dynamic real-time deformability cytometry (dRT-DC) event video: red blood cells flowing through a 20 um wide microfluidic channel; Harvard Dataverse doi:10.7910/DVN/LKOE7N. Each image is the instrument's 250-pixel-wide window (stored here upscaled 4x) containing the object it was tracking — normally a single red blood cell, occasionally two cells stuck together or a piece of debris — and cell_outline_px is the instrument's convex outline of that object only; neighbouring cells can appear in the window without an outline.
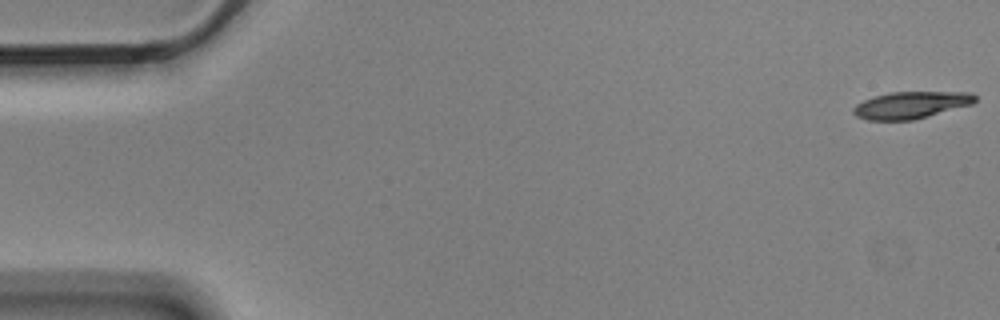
{"species": "Egyptian fruit bat (a non-hibernating species)", "species_latin": "Rousettus aegyptiacus", "temperature_condition": "cold", "stored_images_in_passage": 6, "segment_of_instrument_passage": [2, 2], "camera_frame_rate_fps": 3000, "um_per_image_px": 0.085, "animal": {"sex": "male"}, "frame": {"image": 1, "passage_image": 6, "time_ms": 1.667, "image_size_px": [1000, 320], "cell_outline_px": [[976, 100], [972, 104], [928, 116], [912, 120], [868, 120], [856, 116], [852, 112], [852, 108], [856, 104], [864, 100], [876, 96], [892, 92], [972, 92], [976, 96]], "centroid_in_image_um": [77.43, 8.93], "position_along_channel_um": 7.6, "area_um2": 19.02}}